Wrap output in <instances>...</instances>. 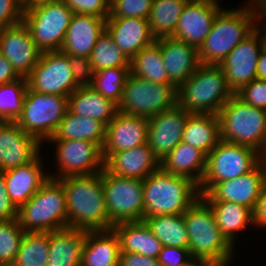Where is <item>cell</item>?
Masks as SVG:
<instances>
[{
  "mask_svg": "<svg viewBox=\"0 0 266 266\" xmlns=\"http://www.w3.org/2000/svg\"><path fill=\"white\" fill-rule=\"evenodd\" d=\"M62 184L66 199L67 228L110 230L103 189V170L92 175L67 176Z\"/></svg>",
  "mask_w": 266,
  "mask_h": 266,
  "instance_id": "obj_1",
  "label": "cell"
},
{
  "mask_svg": "<svg viewBox=\"0 0 266 266\" xmlns=\"http://www.w3.org/2000/svg\"><path fill=\"white\" fill-rule=\"evenodd\" d=\"M183 217L190 255L208 266H230L235 248L220 232L211 207L200 197Z\"/></svg>",
  "mask_w": 266,
  "mask_h": 266,
  "instance_id": "obj_2",
  "label": "cell"
},
{
  "mask_svg": "<svg viewBox=\"0 0 266 266\" xmlns=\"http://www.w3.org/2000/svg\"><path fill=\"white\" fill-rule=\"evenodd\" d=\"M248 1L243 7L222 9L218 13L198 50L201 64L220 65L231 50L258 27L256 9L251 0Z\"/></svg>",
  "mask_w": 266,
  "mask_h": 266,
  "instance_id": "obj_3",
  "label": "cell"
},
{
  "mask_svg": "<svg viewBox=\"0 0 266 266\" xmlns=\"http://www.w3.org/2000/svg\"><path fill=\"white\" fill-rule=\"evenodd\" d=\"M191 179L159 168L143 180L144 219L158 215H182L200 198Z\"/></svg>",
  "mask_w": 266,
  "mask_h": 266,
  "instance_id": "obj_4",
  "label": "cell"
},
{
  "mask_svg": "<svg viewBox=\"0 0 266 266\" xmlns=\"http://www.w3.org/2000/svg\"><path fill=\"white\" fill-rule=\"evenodd\" d=\"M219 65H203L177 88V104L189 113L215 114L233 96Z\"/></svg>",
  "mask_w": 266,
  "mask_h": 266,
  "instance_id": "obj_5",
  "label": "cell"
},
{
  "mask_svg": "<svg viewBox=\"0 0 266 266\" xmlns=\"http://www.w3.org/2000/svg\"><path fill=\"white\" fill-rule=\"evenodd\" d=\"M217 115L221 140L252 147L266 158V110L248 105L234 94Z\"/></svg>",
  "mask_w": 266,
  "mask_h": 266,
  "instance_id": "obj_6",
  "label": "cell"
},
{
  "mask_svg": "<svg viewBox=\"0 0 266 266\" xmlns=\"http://www.w3.org/2000/svg\"><path fill=\"white\" fill-rule=\"evenodd\" d=\"M17 220L25 232H52L67 228L62 184L49 178L31 199L18 208Z\"/></svg>",
  "mask_w": 266,
  "mask_h": 266,
  "instance_id": "obj_7",
  "label": "cell"
},
{
  "mask_svg": "<svg viewBox=\"0 0 266 266\" xmlns=\"http://www.w3.org/2000/svg\"><path fill=\"white\" fill-rule=\"evenodd\" d=\"M264 158L252 147L220 140L207 155L206 170L199 192L207 193L218 182L252 171Z\"/></svg>",
  "mask_w": 266,
  "mask_h": 266,
  "instance_id": "obj_8",
  "label": "cell"
},
{
  "mask_svg": "<svg viewBox=\"0 0 266 266\" xmlns=\"http://www.w3.org/2000/svg\"><path fill=\"white\" fill-rule=\"evenodd\" d=\"M73 14L64 0H55L24 9L23 23L42 52L60 51Z\"/></svg>",
  "mask_w": 266,
  "mask_h": 266,
  "instance_id": "obj_9",
  "label": "cell"
},
{
  "mask_svg": "<svg viewBox=\"0 0 266 266\" xmlns=\"http://www.w3.org/2000/svg\"><path fill=\"white\" fill-rule=\"evenodd\" d=\"M67 109L68 97L42 94L27 88L23 111L15 122L43 145L54 134Z\"/></svg>",
  "mask_w": 266,
  "mask_h": 266,
  "instance_id": "obj_10",
  "label": "cell"
},
{
  "mask_svg": "<svg viewBox=\"0 0 266 266\" xmlns=\"http://www.w3.org/2000/svg\"><path fill=\"white\" fill-rule=\"evenodd\" d=\"M177 104V88L173 84L154 83L130 73L118 111L150 118Z\"/></svg>",
  "mask_w": 266,
  "mask_h": 266,
  "instance_id": "obj_11",
  "label": "cell"
},
{
  "mask_svg": "<svg viewBox=\"0 0 266 266\" xmlns=\"http://www.w3.org/2000/svg\"><path fill=\"white\" fill-rule=\"evenodd\" d=\"M103 189L110 230L119 223L144 220L143 180L113 175L104 168Z\"/></svg>",
  "mask_w": 266,
  "mask_h": 266,
  "instance_id": "obj_12",
  "label": "cell"
},
{
  "mask_svg": "<svg viewBox=\"0 0 266 266\" xmlns=\"http://www.w3.org/2000/svg\"><path fill=\"white\" fill-rule=\"evenodd\" d=\"M55 148V163L58 171L48 173L49 178L61 179L67 176L92 175L104 169L102 149L85 140H47Z\"/></svg>",
  "mask_w": 266,
  "mask_h": 266,
  "instance_id": "obj_13",
  "label": "cell"
},
{
  "mask_svg": "<svg viewBox=\"0 0 266 266\" xmlns=\"http://www.w3.org/2000/svg\"><path fill=\"white\" fill-rule=\"evenodd\" d=\"M26 80L29 90L42 94L69 97L78 88L68 56L61 51L42 52Z\"/></svg>",
  "mask_w": 266,
  "mask_h": 266,
  "instance_id": "obj_14",
  "label": "cell"
},
{
  "mask_svg": "<svg viewBox=\"0 0 266 266\" xmlns=\"http://www.w3.org/2000/svg\"><path fill=\"white\" fill-rule=\"evenodd\" d=\"M265 45L266 34L257 27L238 43L219 65L233 94L256 79L258 57Z\"/></svg>",
  "mask_w": 266,
  "mask_h": 266,
  "instance_id": "obj_15",
  "label": "cell"
},
{
  "mask_svg": "<svg viewBox=\"0 0 266 266\" xmlns=\"http://www.w3.org/2000/svg\"><path fill=\"white\" fill-rule=\"evenodd\" d=\"M266 183V158L252 171L240 177L216 183L207 193H200L204 201H229L252 211Z\"/></svg>",
  "mask_w": 266,
  "mask_h": 266,
  "instance_id": "obj_16",
  "label": "cell"
},
{
  "mask_svg": "<svg viewBox=\"0 0 266 266\" xmlns=\"http://www.w3.org/2000/svg\"><path fill=\"white\" fill-rule=\"evenodd\" d=\"M217 0H189L183 8L173 38L196 49L204 44L215 18L223 9Z\"/></svg>",
  "mask_w": 266,
  "mask_h": 266,
  "instance_id": "obj_17",
  "label": "cell"
},
{
  "mask_svg": "<svg viewBox=\"0 0 266 266\" xmlns=\"http://www.w3.org/2000/svg\"><path fill=\"white\" fill-rule=\"evenodd\" d=\"M189 114L176 104L173 108L148 118L147 145L159 161L182 141Z\"/></svg>",
  "mask_w": 266,
  "mask_h": 266,
  "instance_id": "obj_18",
  "label": "cell"
},
{
  "mask_svg": "<svg viewBox=\"0 0 266 266\" xmlns=\"http://www.w3.org/2000/svg\"><path fill=\"white\" fill-rule=\"evenodd\" d=\"M0 52L11 63L16 73L24 78L32 72L42 54L23 21L2 28Z\"/></svg>",
  "mask_w": 266,
  "mask_h": 266,
  "instance_id": "obj_19",
  "label": "cell"
},
{
  "mask_svg": "<svg viewBox=\"0 0 266 266\" xmlns=\"http://www.w3.org/2000/svg\"><path fill=\"white\" fill-rule=\"evenodd\" d=\"M42 148L43 145L16 122L0 121V172L27 165L41 153Z\"/></svg>",
  "mask_w": 266,
  "mask_h": 266,
  "instance_id": "obj_20",
  "label": "cell"
},
{
  "mask_svg": "<svg viewBox=\"0 0 266 266\" xmlns=\"http://www.w3.org/2000/svg\"><path fill=\"white\" fill-rule=\"evenodd\" d=\"M148 118L118 111L106 126L102 147L104 162L118 151L132 149L147 143Z\"/></svg>",
  "mask_w": 266,
  "mask_h": 266,
  "instance_id": "obj_21",
  "label": "cell"
},
{
  "mask_svg": "<svg viewBox=\"0 0 266 266\" xmlns=\"http://www.w3.org/2000/svg\"><path fill=\"white\" fill-rule=\"evenodd\" d=\"M41 155L27 165L3 172L9 198L17 209L31 199L49 179L48 167L45 168Z\"/></svg>",
  "mask_w": 266,
  "mask_h": 266,
  "instance_id": "obj_22",
  "label": "cell"
},
{
  "mask_svg": "<svg viewBox=\"0 0 266 266\" xmlns=\"http://www.w3.org/2000/svg\"><path fill=\"white\" fill-rule=\"evenodd\" d=\"M105 30V18L74 13L60 51L66 55L90 57L97 40Z\"/></svg>",
  "mask_w": 266,
  "mask_h": 266,
  "instance_id": "obj_23",
  "label": "cell"
},
{
  "mask_svg": "<svg viewBox=\"0 0 266 266\" xmlns=\"http://www.w3.org/2000/svg\"><path fill=\"white\" fill-rule=\"evenodd\" d=\"M106 31L130 60L156 40L143 18L107 17Z\"/></svg>",
  "mask_w": 266,
  "mask_h": 266,
  "instance_id": "obj_24",
  "label": "cell"
},
{
  "mask_svg": "<svg viewBox=\"0 0 266 266\" xmlns=\"http://www.w3.org/2000/svg\"><path fill=\"white\" fill-rule=\"evenodd\" d=\"M161 56L170 82L178 88L201 65L198 49L173 37L159 38Z\"/></svg>",
  "mask_w": 266,
  "mask_h": 266,
  "instance_id": "obj_25",
  "label": "cell"
},
{
  "mask_svg": "<svg viewBox=\"0 0 266 266\" xmlns=\"http://www.w3.org/2000/svg\"><path fill=\"white\" fill-rule=\"evenodd\" d=\"M104 168L111 174L144 180L160 168V161L146 144L113 153Z\"/></svg>",
  "mask_w": 266,
  "mask_h": 266,
  "instance_id": "obj_26",
  "label": "cell"
},
{
  "mask_svg": "<svg viewBox=\"0 0 266 266\" xmlns=\"http://www.w3.org/2000/svg\"><path fill=\"white\" fill-rule=\"evenodd\" d=\"M207 155L200 149L181 141L163 160L160 168L168 173L191 179L200 186L206 170Z\"/></svg>",
  "mask_w": 266,
  "mask_h": 266,
  "instance_id": "obj_27",
  "label": "cell"
},
{
  "mask_svg": "<svg viewBox=\"0 0 266 266\" xmlns=\"http://www.w3.org/2000/svg\"><path fill=\"white\" fill-rule=\"evenodd\" d=\"M86 231L65 228L49 232V259L46 266H81Z\"/></svg>",
  "mask_w": 266,
  "mask_h": 266,
  "instance_id": "obj_28",
  "label": "cell"
},
{
  "mask_svg": "<svg viewBox=\"0 0 266 266\" xmlns=\"http://www.w3.org/2000/svg\"><path fill=\"white\" fill-rule=\"evenodd\" d=\"M112 230L118 236L120 251L158 258L163 245L144 221L119 223Z\"/></svg>",
  "mask_w": 266,
  "mask_h": 266,
  "instance_id": "obj_29",
  "label": "cell"
},
{
  "mask_svg": "<svg viewBox=\"0 0 266 266\" xmlns=\"http://www.w3.org/2000/svg\"><path fill=\"white\" fill-rule=\"evenodd\" d=\"M120 246L115 232L86 231L81 266H119Z\"/></svg>",
  "mask_w": 266,
  "mask_h": 266,
  "instance_id": "obj_30",
  "label": "cell"
},
{
  "mask_svg": "<svg viewBox=\"0 0 266 266\" xmlns=\"http://www.w3.org/2000/svg\"><path fill=\"white\" fill-rule=\"evenodd\" d=\"M68 110L73 114L98 120L107 126L118 113V105L91 87H78L68 97Z\"/></svg>",
  "mask_w": 266,
  "mask_h": 266,
  "instance_id": "obj_31",
  "label": "cell"
},
{
  "mask_svg": "<svg viewBox=\"0 0 266 266\" xmlns=\"http://www.w3.org/2000/svg\"><path fill=\"white\" fill-rule=\"evenodd\" d=\"M212 209L222 235L235 247L237 235L248 226H253V212L250 208L229 201H205ZM247 227V228H246ZM239 232V233H238Z\"/></svg>",
  "mask_w": 266,
  "mask_h": 266,
  "instance_id": "obj_32",
  "label": "cell"
},
{
  "mask_svg": "<svg viewBox=\"0 0 266 266\" xmlns=\"http://www.w3.org/2000/svg\"><path fill=\"white\" fill-rule=\"evenodd\" d=\"M106 126L95 119L79 116L68 109L56 131L48 140H85L101 149L105 141Z\"/></svg>",
  "mask_w": 266,
  "mask_h": 266,
  "instance_id": "obj_33",
  "label": "cell"
},
{
  "mask_svg": "<svg viewBox=\"0 0 266 266\" xmlns=\"http://www.w3.org/2000/svg\"><path fill=\"white\" fill-rule=\"evenodd\" d=\"M218 115L190 113L184 126L182 141L208 155L220 141Z\"/></svg>",
  "mask_w": 266,
  "mask_h": 266,
  "instance_id": "obj_34",
  "label": "cell"
},
{
  "mask_svg": "<svg viewBox=\"0 0 266 266\" xmlns=\"http://www.w3.org/2000/svg\"><path fill=\"white\" fill-rule=\"evenodd\" d=\"M130 71L150 82L172 84L162 60L159 39L144 47L130 60Z\"/></svg>",
  "mask_w": 266,
  "mask_h": 266,
  "instance_id": "obj_35",
  "label": "cell"
},
{
  "mask_svg": "<svg viewBox=\"0 0 266 266\" xmlns=\"http://www.w3.org/2000/svg\"><path fill=\"white\" fill-rule=\"evenodd\" d=\"M189 0H153L148 23L155 39L172 37Z\"/></svg>",
  "mask_w": 266,
  "mask_h": 266,
  "instance_id": "obj_36",
  "label": "cell"
},
{
  "mask_svg": "<svg viewBox=\"0 0 266 266\" xmlns=\"http://www.w3.org/2000/svg\"><path fill=\"white\" fill-rule=\"evenodd\" d=\"M163 246L188 248L187 228L182 215H158L143 220Z\"/></svg>",
  "mask_w": 266,
  "mask_h": 266,
  "instance_id": "obj_37",
  "label": "cell"
},
{
  "mask_svg": "<svg viewBox=\"0 0 266 266\" xmlns=\"http://www.w3.org/2000/svg\"><path fill=\"white\" fill-rule=\"evenodd\" d=\"M48 252L49 232H25L11 266H46Z\"/></svg>",
  "mask_w": 266,
  "mask_h": 266,
  "instance_id": "obj_38",
  "label": "cell"
},
{
  "mask_svg": "<svg viewBox=\"0 0 266 266\" xmlns=\"http://www.w3.org/2000/svg\"><path fill=\"white\" fill-rule=\"evenodd\" d=\"M130 73V67H113L96 71L93 74L91 88L119 105Z\"/></svg>",
  "mask_w": 266,
  "mask_h": 266,
  "instance_id": "obj_39",
  "label": "cell"
},
{
  "mask_svg": "<svg viewBox=\"0 0 266 266\" xmlns=\"http://www.w3.org/2000/svg\"><path fill=\"white\" fill-rule=\"evenodd\" d=\"M90 63L93 72L113 67H130V59L113 42L106 30L92 50Z\"/></svg>",
  "mask_w": 266,
  "mask_h": 266,
  "instance_id": "obj_40",
  "label": "cell"
},
{
  "mask_svg": "<svg viewBox=\"0 0 266 266\" xmlns=\"http://www.w3.org/2000/svg\"><path fill=\"white\" fill-rule=\"evenodd\" d=\"M27 80L24 77L11 83L0 85V121L15 122L21 115Z\"/></svg>",
  "mask_w": 266,
  "mask_h": 266,
  "instance_id": "obj_41",
  "label": "cell"
},
{
  "mask_svg": "<svg viewBox=\"0 0 266 266\" xmlns=\"http://www.w3.org/2000/svg\"><path fill=\"white\" fill-rule=\"evenodd\" d=\"M24 235L17 219L0 221V266L13 264Z\"/></svg>",
  "mask_w": 266,
  "mask_h": 266,
  "instance_id": "obj_42",
  "label": "cell"
},
{
  "mask_svg": "<svg viewBox=\"0 0 266 266\" xmlns=\"http://www.w3.org/2000/svg\"><path fill=\"white\" fill-rule=\"evenodd\" d=\"M153 0H111L108 17L148 19Z\"/></svg>",
  "mask_w": 266,
  "mask_h": 266,
  "instance_id": "obj_43",
  "label": "cell"
},
{
  "mask_svg": "<svg viewBox=\"0 0 266 266\" xmlns=\"http://www.w3.org/2000/svg\"><path fill=\"white\" fill-rule=\"evenodd\" d=\"M235 95L248 105L266 110V81L254 79Z\"/></svg>",
  "mask_w": 266,
  "mask_h": 266,
  "instance_id": "obj_44",
  "label": "cell"
},
{
  "mask_svg": "<svg viewBox=\"0 0 266 266\" xmlns=\"http://www.w3.org/2000/svg\"><path fill=\"white\" fill-rule=\"evenodd\" d=\"M111 0H64L73 13L91 14L107 19Z\"/></svg>",
  "mask_w": 266,
  "mask_h": 266,
  "instance_id": "obj_45",
  "label": "cell"
},
{
  "mask_svg": "<svg viewBox=\"0 0 266 266\" xmlns=\"http://www.w3.org/2000/svg\"><path fill=\"white\" fill-rule=\"evenodd\" d=\"M67 56L75 84L78 87H91L94 72L91 67L90 57Z\"/></svg>",
  "mask_w": 266,
  "mask_h": 266,
  "instance_id": "obj_46",
  "label": "cell"
},
{
  "mask_svg": "<svg viewBox=\"0 0 266 266\" xmlns=\"http://www.w3.org/2000/svg\"><path fill=\"white\" fill-rule=\"evenodd\" d=\"M24 8L21 0H0V26H14L23 21Z\"/></svg>",
  "mask_w": 266,
  "mask_h": 266,
  "instance_id": "obj_47",
  "label": "cell"
},
{
  "mask_svg": "<svg viewBox=\"0 0 266 266\" xmlns=\"http://www.w3.org/2000/svg\"><path fill=\"white\" fill-rule=\"evenodd\" d=\"M190 256L189 248L163 246L157 259L161 266H177Z\"/></svg>",
  "mask_w": 266,
  "mask_h": 266,
  "instance_id": "obj_48",
  "label": "cell"
},
{
  "mask_svg": "<svg viewBox=\"0 0 266 266\" xmlns=\"http://www.w3.org/2000/svg\"><path fill=\"white\" fill-rule=\"evenodd\" d=\"M17 210L9 198L4 173L0 172V221L17 219Z\"/></svg>",
  "mask_w": 266,
  "mask_h": 266,
  "instance_id": "obj_49",
  "label": "cell"
},
{
  "mask_svg": "<svg viewBox=\"0 0 266 266\" xmlns=\"http://www.w3.org/2000/svg\"><path fill=\"white\" fill-rule=\"evenodd\" d=\"M119 266H161L157 258L143 256L136 252L120 251Z\"/></svg>",
  "mask_w": 266,
  "mask_h": 266,
  "instance_id": "obj_50",
  "label": "cell"
},
{
  "mask_svg": "<svg viewBox=\"0 0 266 266\" xmlns=\"http://www.w3.org/2000/svg\"><path fill=\"white\" fill-rule=\"evenodd\" d=\"M253 223L255 228L266 229V183L253 209Z\"/></svg>",
  "mask_w": 266,
  "mask_h": 266,
  "instance_id": "obj_51",
  "label": "cell"
},
{
  "mask_svg": "<svg viewBox=\"0 0 266 266\" xmlns=\"http://www.w3.org/2000/svg\"><path fill=\"white\" fill-rule=\"evenodd\" d=\"M21 78L11 63L0 52V85L11 83Z\"/></svg>",
  "mask_w": 266,
  "mask_h": 266,
  "instance_id": "obj_52",
  "label": "cell"
},
{
  "mask_svg": "<svg viewBox=\"0 0 266 266\" xmlns=\"http://www.w3.org/2000/svg\"><path fill=\"white\" fill-rule=\"evenodd\" d=\"M251 2L256 9L257 26L266 34V0H251Z\"/></svg>",
  "mask_w": 266,
  "mask_h": 266,
  "instance_id": "obj_53",
  "label": "cell"
},
{
  "mask_svg": "<svg viewBox=\"0 0 266 266\" xmlns=\"http://www.w3.org/2000/svg\"><path fill=\"white\" fill-rule=\"evenodd\" d=\"M256 79L266 81V45L263 47L258 57Z\"/></svg>",
  "mask_w": 266,
  "mask_h": 266,
  "instance_id": "obj_54",
  "label": "cell"
},
{
  "mask_svg": "<svg viewBox=\"0 0 266 266\" xmlns=\"http://www.w3.org/2000/svg\"><path fill=\"white\" fill-rule=\"evenodd\" d=\"M177 266H208V265L202 260L190 256L185 262H182Z\"/></svg>",
  "mask_w": 266,
  "mask_h": 266,
  "instance_id": "obj_55",
  "label": "cell"
},
{
  "mask_svg": "<svg viewBox=\"0 0 266 266\" xmlns=\"http://www.w3.org/2000/svg\"><path fill=\"white\" fill-rule=\"evenodd\" d=\"M50 1H55V0H23L22 5H23V8L26 9V8L33 7L37 4L50 2Z\"/></svg>",
  "mask_w": 266,
  "mask_h": 266,
  "instance_id": "obj_56",
  "label": "cell"
}]
</instances>
